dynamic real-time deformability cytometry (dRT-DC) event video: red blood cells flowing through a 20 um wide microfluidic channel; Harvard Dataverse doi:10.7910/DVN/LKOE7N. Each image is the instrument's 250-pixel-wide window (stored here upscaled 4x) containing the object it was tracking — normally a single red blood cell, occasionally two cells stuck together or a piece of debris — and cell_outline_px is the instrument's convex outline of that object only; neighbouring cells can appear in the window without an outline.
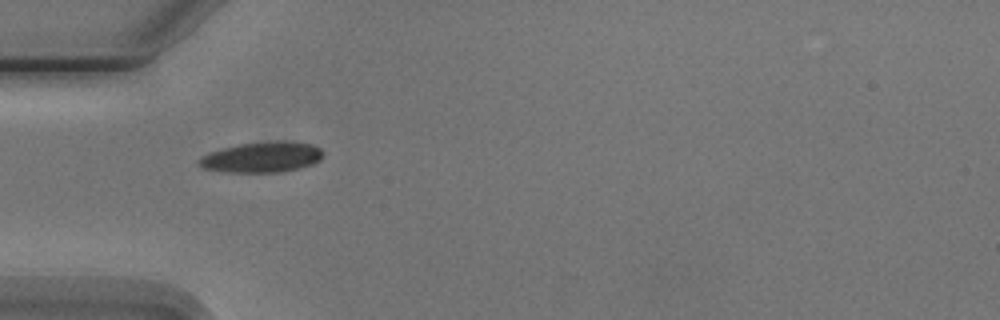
{"species": "Egyptian fruit bat (a non-hibernating species)", "species_latin": "Rousettus aegyptiacus", "temperature_condition": "cold", "stored_images_in_passage": 5, "camera_frame_rate_fps": 3000, "um_per_image_px": 0.085, "animal": {"sex": "male"}, "frame": {"image": 1, "passage_image": 4, "time_ms": 3.667, "image_size_px": [1000, 320], "cell_outline_px": [[324, 156], [320, 160], [312, 164], [300, 168], [276, 172], [228, 172], [204, 168], [196, 164], [196, 160], [200, 156], [208, 152], [240, 144], [272, 140], [284, 140], [312, 144], [320, 148], [324, 152]], "centroid_in_image_um": [22.26, 13.34], "position_along_channel_um": 62.7, "area_um2": 22.37}}
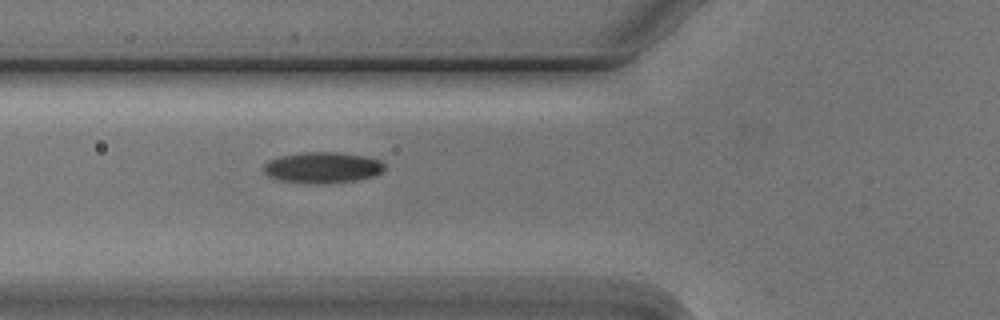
{"frame": {"image": 2, "passage_image": 5, "time_ms": 4.667, "image_size_px": [1000, 320], "cell_outline_px": [[384, 172], [372, 176], [356, 180], [324, 184], [304, 184], [280, 180], [268, 176], [264, 172], [264, 164], [268, 160], [280, 156], [304, 152], [336, 152], [368, 156], [380, 160], [384, 164]], "centroid_in_image_um": [27.41, 14.25], "position_along_channel_um": 98.4, "area_um2": 22.14}}